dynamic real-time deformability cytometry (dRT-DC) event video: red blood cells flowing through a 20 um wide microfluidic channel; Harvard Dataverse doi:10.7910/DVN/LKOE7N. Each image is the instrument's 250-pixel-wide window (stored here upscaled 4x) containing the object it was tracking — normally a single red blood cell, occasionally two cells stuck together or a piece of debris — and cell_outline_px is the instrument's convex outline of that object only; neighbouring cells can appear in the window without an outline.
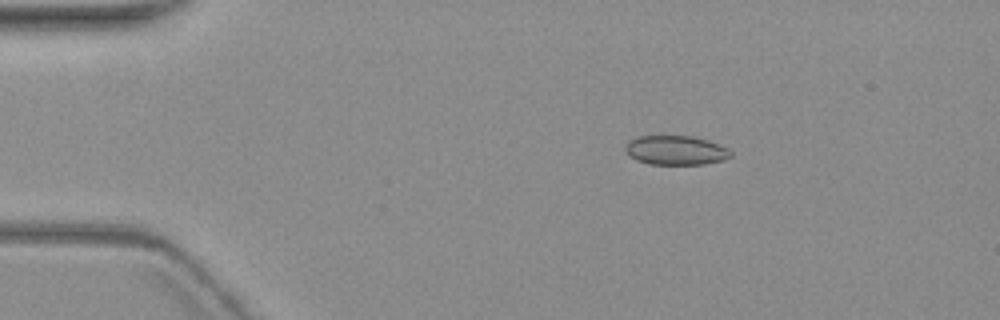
{"species": "common noctule bat (a hibernating species)", "species_latin": "Nyctalus noctula", "temperature_condition": "warm", "stored_images_in_passage": 5, "camera_frame_rate_fps": 3000, "um_per_image_px": 0.085, "animal": {"sex": "female", "body_mass_g": 19.3, "forearm_length_mm": 54.1}, "frame": {"image": 1, "passage_image": 3, "time_ms": 2.667, "image_size_px": [1000, 320], "cell_outline_px": [[732, 156], [724, 160], [704, 164], [648, 164], [636, 160], [628, 156], [624, 152], [624, 148], [636, 136], [692, 136], [728, 148], [732, 152]], "centroid_in_image_um": [57.41, 12.79], "position_along_channel_um": 27.6, "area_um2": 17.92}}